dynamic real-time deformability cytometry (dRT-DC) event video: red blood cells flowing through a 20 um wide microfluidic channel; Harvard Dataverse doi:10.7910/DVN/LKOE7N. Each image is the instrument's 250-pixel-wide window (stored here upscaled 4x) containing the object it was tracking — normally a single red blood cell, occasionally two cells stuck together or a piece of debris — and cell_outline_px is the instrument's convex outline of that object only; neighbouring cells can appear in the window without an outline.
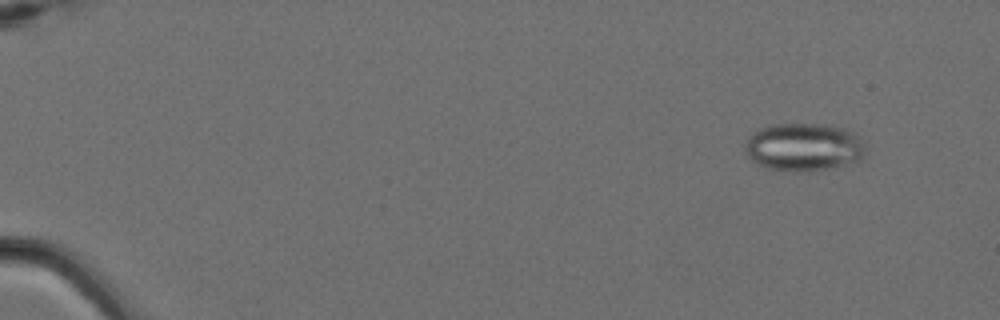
{"species": "Egyptian fruit bat (a non-hibernating species)", "species_latin": "Rousettus aegyptiacus", "temperature_condition": "cold", "stored_images_in_passage": 3, "camera_frame_rate_fps": 3000, "um_per_image_px": 0.085, "animal": {"sex": "female"}, "frame": {"image": 1, "passage_image": 1, "time_ms": 0.0, "image_size_px": [1000, 320], "cell_outline_px": [[868, 148], [864, 156], [860, 160], [832, 168], [808, 172], [792, 172], [768, 168], [752, 160], [744, 152], [744, 144], [748, 136], [756, 128], [768, 124], [832, 124], [856, 132], [860, 136]], "centroid_in_image_um": [68.34, 12.48], "position_along_channel_um": 16.7, "area_um2": 34.74}}